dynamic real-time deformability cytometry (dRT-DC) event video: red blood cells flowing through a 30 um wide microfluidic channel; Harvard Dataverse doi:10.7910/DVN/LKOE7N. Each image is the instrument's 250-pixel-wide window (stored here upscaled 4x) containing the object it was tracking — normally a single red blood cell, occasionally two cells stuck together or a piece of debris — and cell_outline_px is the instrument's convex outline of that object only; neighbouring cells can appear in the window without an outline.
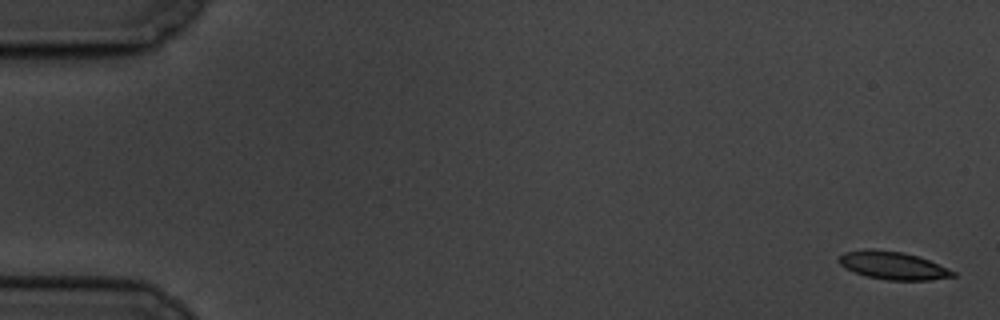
{"species": "common noctule bat (a hibernating species)", "species_latin": "Nyctalus noctula", "temperature_condition": "cold", "stored_images_in_passage": 7, "camera_frame_rate_fps": 3000, "um_per_image_px": 0.085, "animal": {"sex": "male", "body_mass_g": 19.5, "forearm_length_mm": 54.6}, "frame": {"image": 1, "passage_image": 1, "time_ms": 0.0, "image_size_px": [1000, 320], "cell_outline_px": [[956, 276], [932, 280], [888, 280], [864, 276], [840, 264], [836, 260], [844, 252], [868, 248], [872, 248], [904, 252], [928, 260], [956, 272]], "centroid_in_image_um": [75.88, 22.56], "position_along_channel_um": 9.1, "area_um2": 18.5}}
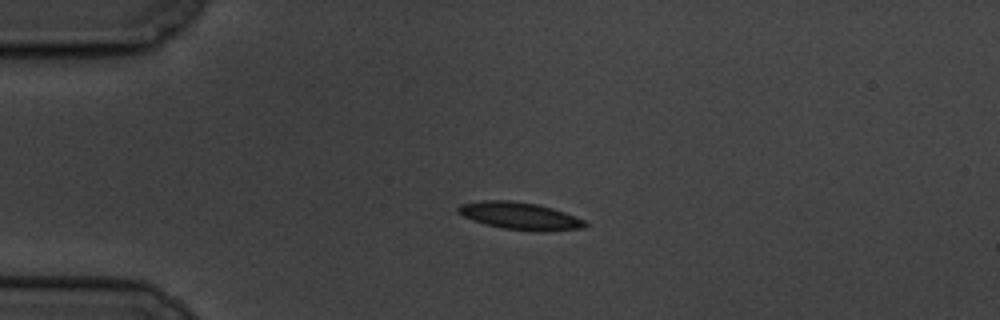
{"frame": {"image": 2, "passage_image": 5, "time_ms": 4.333, "image_size_px": [1000, 320], "cell_outline_px": [[588, 224], [584, 228], [544, 232], [532, 232], [504, 228], [484, 224], [472, 220], [456, 212], [456, 208], [460, 204], [484, 200], [508, 200], [536, 204], [552, 208], [564, 212], [584, 220]], "centroid_in_image_um": [44.18, 18.36], "position_along_channel_um": 40.8, "area_um2": 20.35}}
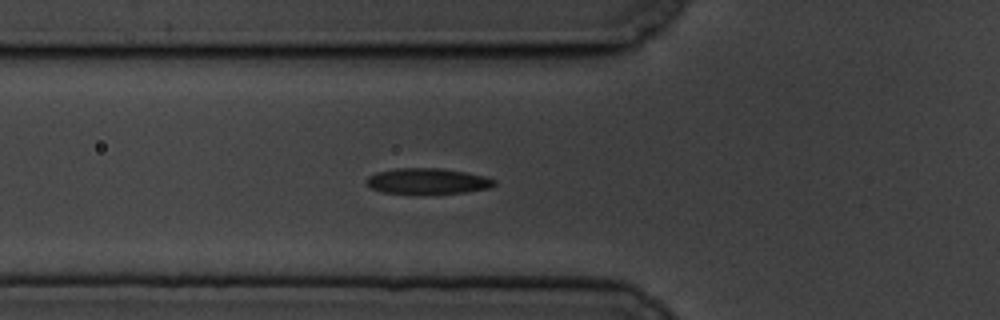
{"frame": {"image": 3, "passage_image": 7, "time_ms": 6.667, "image_size_px": [1000, 320], "cell_outline_px": [[496, 184], [488, 188], [464, 192], [420, 196], [416, 196], [380, 192], [364, 184], [368, 176], [376, 172], [396, 168], [440, 168], [464, 172], [484, 176], [496, 180]], "centroid_in_image_um": [36.26, 15.43], "position_along_channel_um": 89.5, "area_um2": 19.94}}